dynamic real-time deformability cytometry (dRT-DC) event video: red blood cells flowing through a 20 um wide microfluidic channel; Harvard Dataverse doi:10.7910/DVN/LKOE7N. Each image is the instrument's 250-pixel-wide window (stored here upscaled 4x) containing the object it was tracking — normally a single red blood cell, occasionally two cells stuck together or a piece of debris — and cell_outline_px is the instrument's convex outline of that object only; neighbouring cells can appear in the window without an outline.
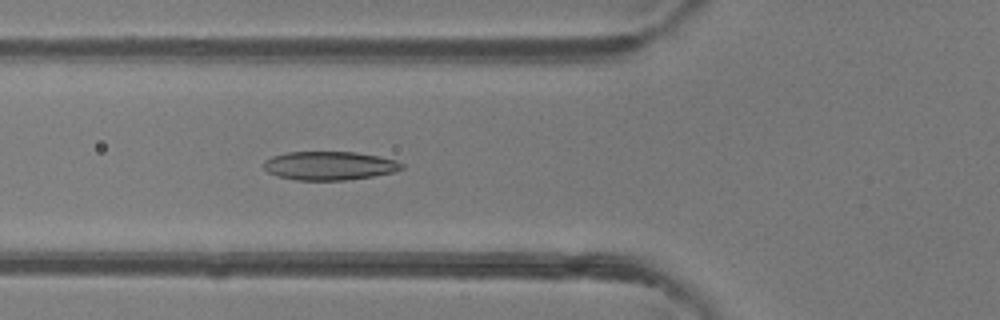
{"species": "common noctule bat (a hibernating species)", "species_latin": "Nyctalus noctula", "temperature_condition": "room temperature", "stored_images_in_passage": 48, "camera_frame_rate_fps": 3000, "um_per_image_px": 0.085, "animal": {"sex": "female"}, "frame": {"image": 1, "passage_image": 17, "time_ms": 5.333, "image_size_px": [1000, 320], "cell_outline_px": [[404, 168], [396, 172], [372, 176], [344, 180], [296, 180], [276, 176], [268, 172], [264, 168], [264, 160], [272, 156], [288, 152], [356, 152], [380, 156], [396, 160], [404, 164]], "centroid_in_image_um": [28.02, 14.08], "position_along_channel_um": 97.8, "area_um2": 23.18}}
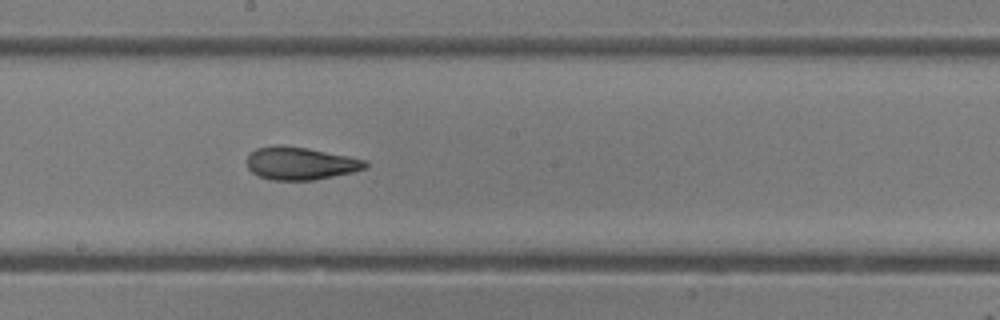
{"frame": {"image": 2, "passage_image": 26, "time_ms": 8.333, "image_size_px": [1000, 320], "cell_outline_px": [[368, 168], [352, 172], [312, 180], [272, 180], [256, 176], [248, 168], [248, 152], [256, 148], [276, 144], [280, 144], [308, 148], [368, 160]], "centroid_in_image_um": [25.51, 13.87], "position_along_channel_um": 222.7, "area_um2": 22.83}}
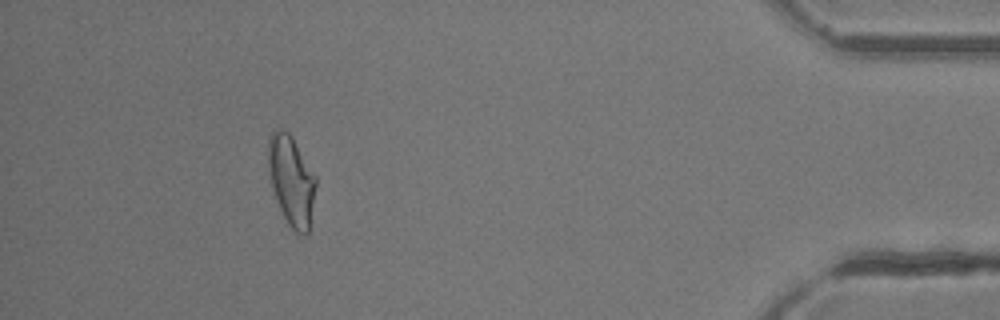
{"frame": {"image": 3, "passage_image": 44, "time_ms": 14.333, "image_size_px": [1000, 320], "cell_outline_px": [[316, 184], [308, 232], [304, 236], [296, 232], [288, 224], [276, 200], [272, 188], [268, 168], [268, 136], [272, 128], [280, 128], [288, 132], [292, 136], [316, 176]], "centroid_in_image_um": [24.74, 15.28], "position_along_channel_um": 410.5, "area_um2": 24.97}, "authors_computed_cell_mechanics": {"area_um2": 23.7558, "velocity_mm_per_s": 4.138, "shape_relaxation_time_tau1_ms": 6.55, "shape_relaxation_time_tau2_ms": 2.0586, "deformation_change_tau1": 0.1916, "deformation_change_tau2": 0.0924}}